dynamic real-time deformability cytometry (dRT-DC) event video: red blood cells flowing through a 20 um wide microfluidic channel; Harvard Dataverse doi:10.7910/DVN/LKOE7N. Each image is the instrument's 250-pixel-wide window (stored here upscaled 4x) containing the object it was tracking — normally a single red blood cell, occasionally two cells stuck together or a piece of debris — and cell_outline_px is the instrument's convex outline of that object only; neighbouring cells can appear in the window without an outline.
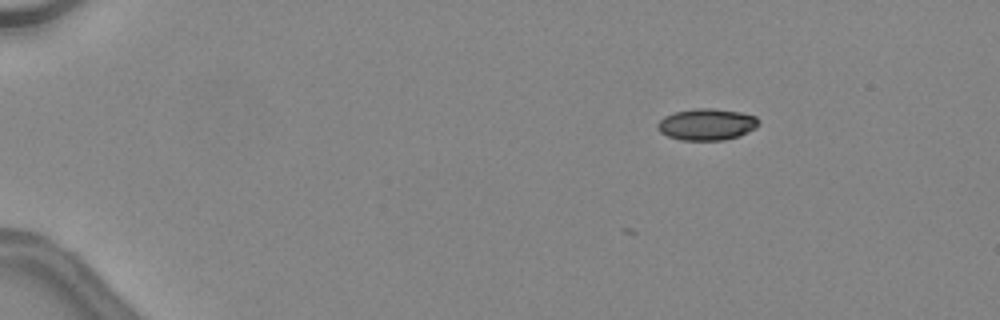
{"species": "common noctule bat (a hibernating species)", "species_latin": "Nyctalus noctula", "temperature_condition": "warm", "stored_images_in_passage": 2, "camera_frame_rate_fps": 3000, "um_per_image_px": 0.085, "animal": {"sex": "female", "body_mass_g": 24.6, "forearm_length_mm": 56.2}, "frame": {"image": 1, "passage_image": 2, "time_ms": 0.333, "image_size_px": [1000, 320], "cell_outline_px": [[760, 124], [756, 128], [740, 136], [724, 140], [680, 140], [668, 136], [660, 132], [656, 128], [656, 124], [664, 116], [676, 112], [696, 108], [712, 108], [740, 112], [756, 116]], "centroid_in_image_um": [60.08, 10.58], "position_along_channel_um": 24.9, "area_um2": 18.73}}